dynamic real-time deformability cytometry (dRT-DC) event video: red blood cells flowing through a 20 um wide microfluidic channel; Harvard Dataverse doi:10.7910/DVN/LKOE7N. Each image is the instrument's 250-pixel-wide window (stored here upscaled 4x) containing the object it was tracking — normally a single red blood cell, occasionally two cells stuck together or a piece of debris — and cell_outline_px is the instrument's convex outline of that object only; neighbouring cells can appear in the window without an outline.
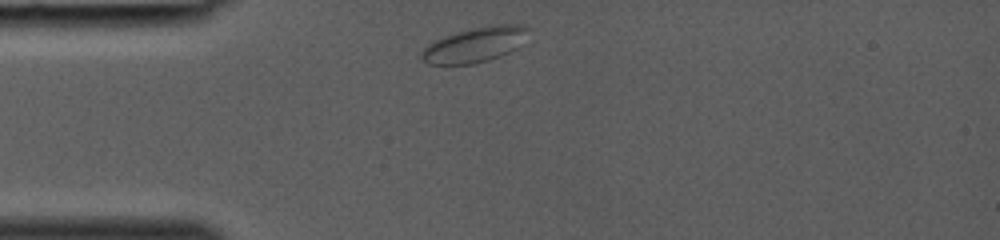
{"species": "common noctule bat (a hibernating species)", "species_latin": "Nyctalus noctula", "temperature_condition": "room temperature", "stored_images_in_passage": 26, "camera_frame_rate_fps": 3000, "um_per_image_px": 0.085, "animal": {"sex": "female", "body_mass_g": 19.0, "forearm_length_mm": 53.3}, "frame": {"image": 1, "passage_image": 1, "time_ms": 0.0, "image_size_px": [1000, 240], "cell_outline_px": [[528, 28], [524, 44], [500, 56], [488, 60], [472, 64], [428, 64], [420, 60], [420, 52], [428, 44], [444, 36], [456, 32], [472, 28], [492, 24], [524, 24]], "centroid_in_image_um": [40.37, 3.79], "position_along_channel_um": 44.6, "area_um2": 21.96}}
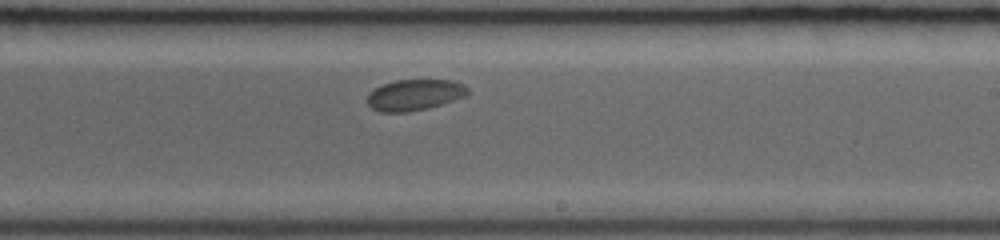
{"frame": {"image": 2, "passage_image": 15, "time_ms": 4.667, "image_size_px": [1000, 240], "cell_outline_px": [[468, 92], [464, 96], [428, 108], [408, 112], [380, 112], [372, 108], [368, 104], [368, 92], [384, 84], [396, 80], [452, 80], [464, 84], [468, 88]], "centroid_in_image_um": [35.22, 8.06], "position_along_channel_um": 253.8, "area_um2": 17.98}}
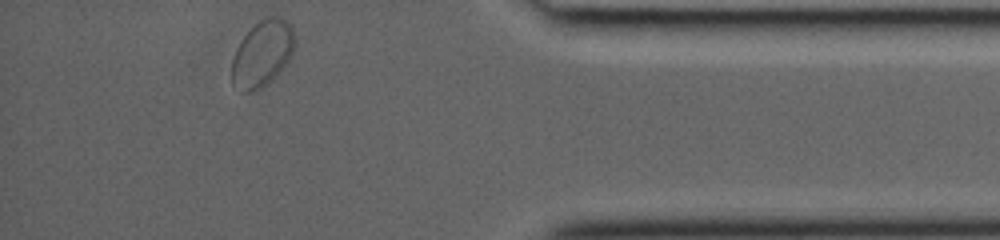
{"frame": {"image": 3, "passage_image": 26, "time_ms": 8.333, "image_size_px": [1000, 240], "cell_outline_px": [[296, 40], [292, 52], [288, 60], [264, 84], [248, 92], [240, 92], [232, 84], [232, 56], [240, 40], [260, 20], [268, 16], [280, 16], [288, 20], [292, 24]], "centroid_in_image_um": [22.29, 4.49], "position_along_channel_um": 412.9, "area_um2": 23.87}}